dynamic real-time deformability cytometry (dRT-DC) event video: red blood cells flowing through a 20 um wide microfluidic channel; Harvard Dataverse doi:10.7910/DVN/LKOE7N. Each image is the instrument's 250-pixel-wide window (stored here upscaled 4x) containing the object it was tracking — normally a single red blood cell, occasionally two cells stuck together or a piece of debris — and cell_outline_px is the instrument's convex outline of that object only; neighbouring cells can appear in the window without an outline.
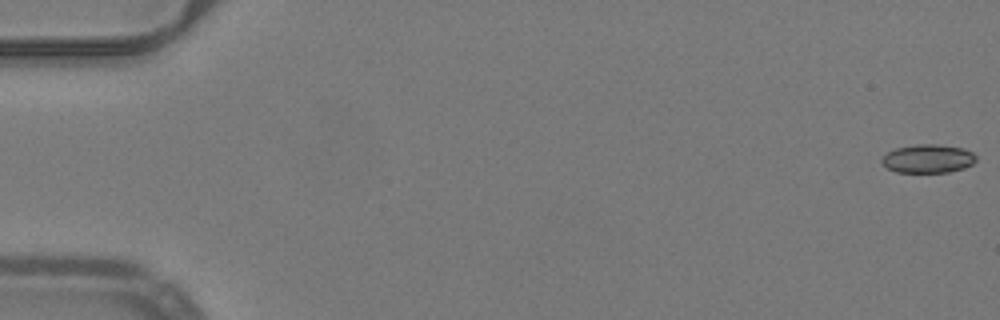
{"species": "common noctule bat (a hibernating species)", "species_latin": "Nyctalus noctula", "temperature_condition": "warm", "stored_images_in_passage": 53, "camera_frame_rate_fps": 3000, "um_per_image_px": 0.085, "animal": {"sex": "male", "body_mass_g": 19.2, "forearm_length_mm": 51.8}, "frame": {"image": 1, "passage_image": 1, "time_ms": 0.0, "image_size_px": [1000, 320], "cell_outline_px": [[976, 160], [972, 164], [964, 168], [948, 172], [896, 172], [888, 168], [880, 160], [888, 152], [896, 148], [916, 144], [936, 144], [964, 148], [972, 152], [976, 156]], "centroid_in_image_um": [78.9, 13.48], "position_along_channel_um": 6.1, "area_um2": 15.61}}
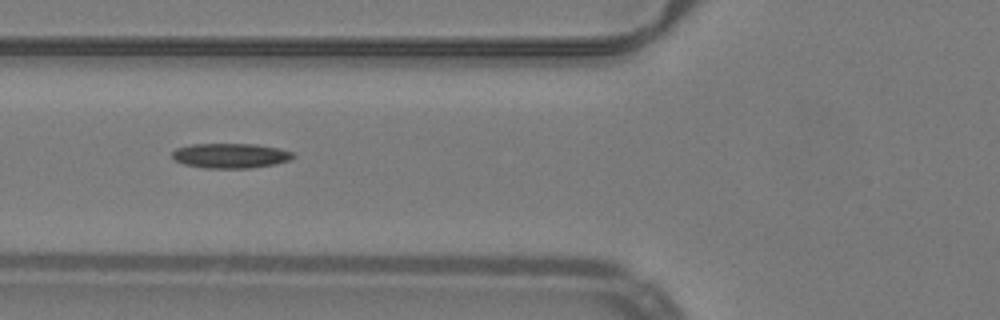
{"frame": {"image": 2, "passage_image": 21, "time_ms": 6.667, "image_size_px": [1000, 320], "cell_outline_px": [[296, 156], [288, 160], [276, 164], [252, 168], [204, 168], [184, 164], [176, 160], [172, 156], [172, 152], [176, 148], [192, 144], [256, 144], [280, 148], [292, 152]], "centroid_in_image_um": [19.61, 13.23], "position_along_channel_um": 106.2, "area_um2": 17.57}}
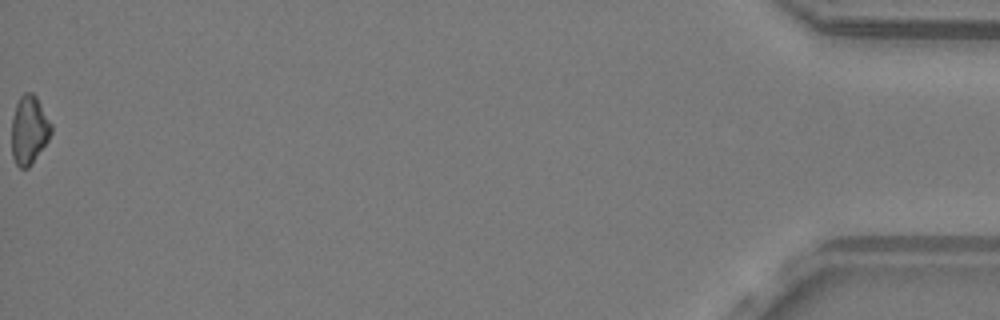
{"frame": {"image": 3, "passage_image": 53, "time_ms": 17.333, "image_size_px": [1000, 320], "cell_outline_px": [[52, 132], [48, 140], [32, 164], [28, 168], [20, 168], [16, 164], [12, 156], [12, 116], [16, 104], [20, 96], [24, 92], [32, 92], [36, 96], [52, 124]], "centroid_in_image_um": [2.47, 11.04], "position_along_channel_um": 432.7, "area_um2": 15.9}}